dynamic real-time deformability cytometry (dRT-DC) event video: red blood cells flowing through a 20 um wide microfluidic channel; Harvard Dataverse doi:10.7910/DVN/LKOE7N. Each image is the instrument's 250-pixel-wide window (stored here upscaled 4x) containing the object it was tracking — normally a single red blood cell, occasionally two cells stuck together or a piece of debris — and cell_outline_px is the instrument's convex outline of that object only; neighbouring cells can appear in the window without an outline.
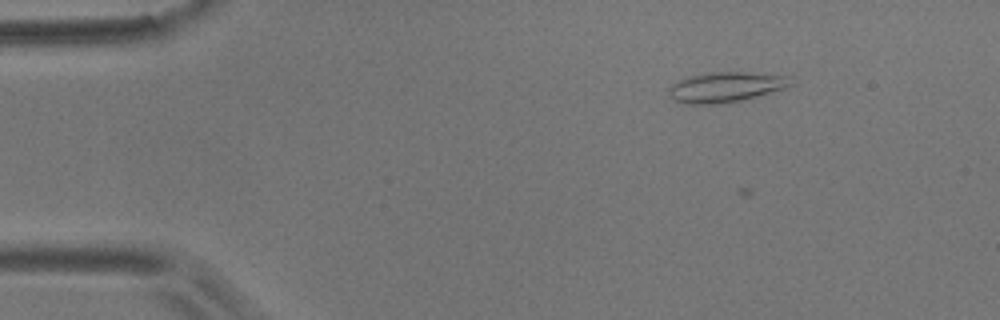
{"species": "common noctule bat (a hibernating species)", "species_latin": "Nyctalus noctula", "temperature_condition": "room temperature", "stored_images_in_passage": 2, "camera_frame_rate_fps": 3000, "um_per_image_px": 0.085, "animal": {"sex": "male", "body_mass_g": 17.9}, "frame": {"image": 1, "passage_image": 1, "time_ms": 0.0, "image_size_px": [1000, 320], "cell_outline_px": [[792, 84], [784, 88], [756, 96], [724, 104], [684, 104], [672, 100], [668, 96], [668, 88], [676, 80], [684, 76], [708, 72], [748, 72], [788, 76]], "centroid_in_image_um": [61.56, 7.4], "position_along_channel_um": 23.4, "area_um2": 21.73}}